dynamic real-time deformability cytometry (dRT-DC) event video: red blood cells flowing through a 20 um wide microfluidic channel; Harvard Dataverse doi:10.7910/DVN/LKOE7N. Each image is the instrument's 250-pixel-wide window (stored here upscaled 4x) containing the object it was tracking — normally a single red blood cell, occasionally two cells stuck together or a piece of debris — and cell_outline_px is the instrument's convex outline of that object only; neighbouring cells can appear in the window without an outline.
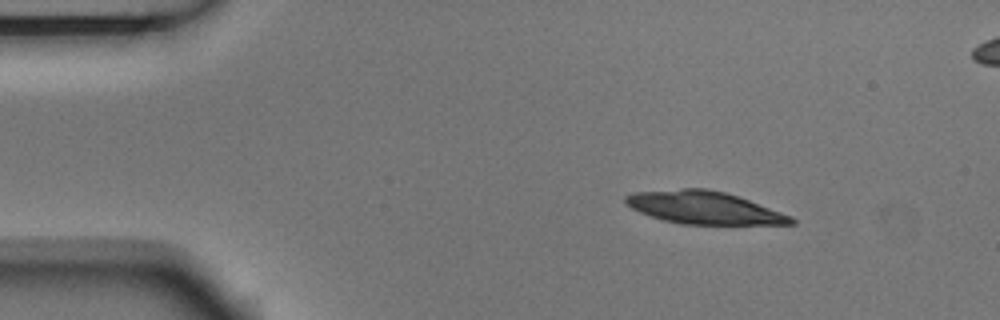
{"species": "Egyptian fruit bat (a non-hibernating species)", "species_latin": "Rousettus aegyptiacus", "temperature_condition": "room temperature", "stored_images_in_passage": 5, "segment_of_instrument_passage": [1, 2], "camera_frame_rate_fps": 3000, "um_per_image_px": 0.085, "animal": {"sex": "male"}, "frame": {"image": 1, "passage_image": 2, "time_ms": 0.333, "image_size_px": [1000, 320], "cell_outline_px": [[796, 224], [680, 224], [664, 220], [640, 212], [624, 204], [624, 196], [636, 192], [684, 188], [708, 188], [724, 192], [748, 200], [792, 216], [796, 220]], "centroid_in_image_um": [59.82, 17.65], "position_along_channel_um": 25.2, "area_um2": 31.21}}